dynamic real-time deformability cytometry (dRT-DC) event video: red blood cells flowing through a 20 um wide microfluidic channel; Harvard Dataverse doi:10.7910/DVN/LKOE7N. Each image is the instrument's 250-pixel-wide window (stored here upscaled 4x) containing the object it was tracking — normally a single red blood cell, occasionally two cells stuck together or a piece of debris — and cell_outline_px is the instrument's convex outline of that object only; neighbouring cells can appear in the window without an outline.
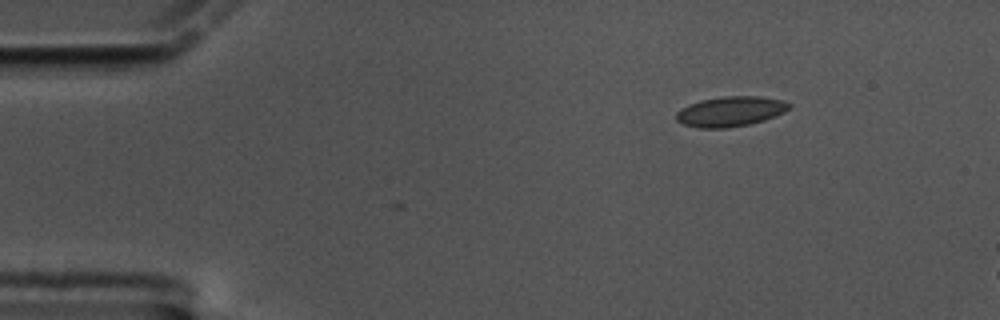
{"species": "common noctule bat (a hibernating species)", "species_latin": "Nyctalus noctula", "temperature_condition": "cold", "stored_images_in_passage": 2, "camera_frame_rate_fps": 3000, "um_per_image_px": 0.085, "animal": {"sex": "male", "body_mass_g": 17.5, "forearm_length_mm": 52.3}, "frame": {"image": 1, "passage_image": 2, "time_ms": 0.333, "image_size_px": [1000, 320], "cell_outline_px": [[792, 108], [776, 116], [764, 120], [748, 124], [728, 128], [700, 128], [684, 124], [676, 120], [676, 112], [680, 108], [688, 104], [700, 100], [724, 96], [760, 96], [784, 100], [792, 104]], "centroid_in_image_um": [62.11, 9.46], "position_along_channel_um": 22.9, "area_um2": 20.0}}